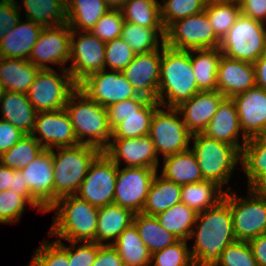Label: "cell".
I'll return each mask as SVG.
<instances>
[{"mask_svg":"<svg viewBox=\"0 0 266 266\" xmlns=\"http://www.w3.org/2000/svg\"><path fill=\"white\" fill-rule=\"evenodd\" d=\"M199 222V223H198ZM190 239L196 236L191 256L194 264L216 265L223 250L236 241L232 214L223 199L217 205L198 213Z\"/></svg>","mask_w":266,"mask_h":266,"instance_id":"obj_1","label":"cell"},{"mask_svg":"<svg viewBox=\"0 0 266 266\" xmlns=\"http://www.w3.org/2000/svg\"><path fill=\"white\" fill-rule=\"evenodd\" d=\"M191 64V50H177L162 45L157 101L161 107L177 108L199 92ZM168 101L165 100V93Z\"/></svg>","mask_w":266,"mask_h":266,"instance_id":"obj_2","label":"cell"},{"mask_svg":"<svg viewBox=\"0 0 266 266\" xmlns=\"http://www.w3.org/2000/svg\"><path fill=\"white\" fill-rule=\"evenodd\" d=\"M53 210H56V216L49 230L50 236H58L68 242H95L98 207L76 195H67L59 198L47 212Z\"/></svg>","mask_w":266,"mask_h":266,"instance_id":"obj_3","label":"cell"},{"mask_svg":"<svg viewBox=\"0 0 266 266\" xmlns=\"http://www.w3.org/2000/svg\"><path fill=\"white\" fill-rule=\"evenodd\" d=\"M64 109L69 115L79 144L91 145L101 151L108 147L112 129L109 126L106 107L91 100L77 88L69 96ZM86 136L88 138L85 139Z\"/></svg>","mask_w":266,"mask_h":266,"instance_id":"obj_4","label":"cell"},{"mask_svg":"<svg viewBox=\"0 0 266 266\" xmlns=\"http://www.w3.org/2000/svg\"><path fill=\"white\" fill-rule=\"evenodd\" d=\"M52 149L54 173V203L61 197L75 195L95 158L99 148L78 144L72 147Z\"/></svg>","mask_w":266,"mask_h":266,"instance_id":"obj_5","label":"cell"},{"mask_svg":"<svg viewBox=\"0 0 266 266\" xmlns=\"http://www.w3.org/2000/svg\"><path fill=\"white\" fill-rule=\"evenodd\" d=\"M191 149L198 161L204 180L212 181L220 187L228 184L231 172L241 160V152L228 143L207 137L203 133L192 134Z\"/></svg>","mask_w":266,"mask_h":266,"instance_id":"obj_6","label":"cell"},{"mask_svg":"<svg viewBox=\"0 0 266 266\" xmlns=\"http://www.w3.org/2000/svg\"><path fill=\"white\" fill-rule=\"evenodd\" d=\"M219 49L229 58L255 63L266 52L265 24L240 14Z\"/></svg>","mask_w":266,"mask_h":266,"instance_id":"obj_7","label":"cell"},{"mask_svg":"<svg viewBox=\"0 0 266 266\" xmlns=\"http://www.w3.org/2000/svg\"><path fill=\"white\" fill-rule=\"evenodd\" d=\"M62 74L54 69L40 70L31 84L27 96L36 112L64 109L69 96L78 88L71 74L64 66Z\"/></svg>","mask_w":266,"mask_h":266,"instance_id":"obj_8","label":"cell"},{"mask_svg":"<svg viewBox=\"0 0 266 266\" xmlns=\"http://www.w3.org/2000/svg\"><path fill=\"white\" fill-rule=\"evenodd\" d=\"M220 42L205 10L176 20L166 29L165 44L177 50L219 48Z\"/></svg>","mask_w":266,"mask_h":266,"instance_id":"obj_9","label":"cell"},{"mask_svg":"<svg viewBox=\"0 0 266 266\" xmlns=\"http://www.w3.org/2000/svg\"><path fill=\"white\" fill-rule=\"evenodd\" d=\"M250 199L237 198L226 189L224 199L228 202L237 241L249 242L266 233V199L248 190Z\"/></svg>","mask_w":266,"mask_h":266,"instance_id":"obj_10","label":"cell"},{"mask_svg":"<svg viewBox=\"0 0 266 266\" xmlns=\"http://www.w3.org/2000/svg\"><path fill=\"white\" fill-rule=\"evenodd\" d=\"M168 111L156 109L151 120L149 136L155 150L163 156L180 153L190 149L192 133L186 127L177 108L167 107Z\"/></svg>","mask_w":266,"mask_h":266,"instance_id":"obj_11","label":"cell"},{"mask_svg":"<svg viewBox=\"0 0 266 266\" xmlns=\"http://www.w3.org/2000/svg\"><path fill=\"white\" fill-rule=\"evenodd\" d=\"M116 177L117 165L102 151L90 165L75 195L98 208L112 204Z\"/></svg>","mask_w":266,"mask_h":266,"instance_id":"obj_12","label":"cell"},{"mask_svg":"<svg viewBox=\"0 0 266 266\" xmlns=\"http://www.w3.org/2000/svg\"><path fill=\"white\" fill-rule=\"evenodd\" d=\"M76 30L71 33L70 61L72 66L68 69L74 82L79 85L91 74L105 69V45L89 31L79 34L76 39Z\"/></svg>","mask_w":266,"mask_h":266,"instance_id":"obj_13","label":"cell"},{"mask_svg":"<svg viewBox=\"0 0 266 266\" xmlns=\"http://www.w3.org/2000/svg\"><path fill=\"white\" fill-rule=\"evenodd\" d=\"M157 169L145 167L117 166L116 186L113 203L141 213Z\"/></svg>","mask_w":266,"mask_h":266,"instance_id":"obj_14","label":"cell"},{"mask_svg":"<svg viewBox=\"0 0 266 266\" xmlns=\"http://www.w3.org/2000/svg\"><path fill=\"white\" fill-rule=\"evenodd\" d=\"M78 88L91 100L106 108L120 101L140 97L122 72L114 70L107 72L103 69L91 74Z\"/></svg>","mask_w":266,"mask_h":266,"instance_id":"obj_15","label":"cell"},{"mask_svg":"<svg viewBox=\"0 0 266 266\" xmlns=\"http://www.w3.org/2000/svg\"><path fill=\"white\" fill-rule=\"evenodd\" d=\"M71 33L67 23L44 27L28 61L42 70L52 69L47 63L65 65L70 61Z\"/></svg>","mask_w":266,"mask_h":266,"instance_id":"obj_16","label":"cell"},{"mask_svg":"<svg viewBox=\"0 0 266 266\" xmlns=\"http://www.w3.org/2000/svg\"><path fill=\"white\" fill-rule=\"evenodd\" d=\"M236 106L242 130V142L266 134V90L255 86L231 98Z\"/></svg>","mask_w":266,"mask_h":266,"instance_id":"obj_17","label":"cell"},{"mask_svg":"<svg viewBox=\"0 0 266 266\" xmlns=\"http://www.w3.org/2000/svg\"><path fill=\"white\" fill-rule=\"evenodd\" d=\"M37 132L40 137L36 136ZM31 134L45 149L72 147L79 144L65 109L37 113Z\"/></svg>","mask_w":266,"mask_h":266,"instance_id":"obj_18","label":"cell"},{"mask_svg":"<svg viewBox=\"0 0 266 266\" xmlns=\"http://www.w3.org/2000/svg\"><path fill=\"white\" fill-rule=\"evenodd\" d=\"M117 166L121 159L126 167H145L157 169L159 159L153 140L149 135L139 138H113L103 151Z\"/></svg>","mask_w":266,"mask_h":266,"instance_id":"obj_19","label":"cell"},{"mask_svg":"<svg viewBox=\"0 0 266 266\" xmlns=\"http://www.w3.org/2000/svg\"><path fill=\"white\" fill-rule=\"evenodd\" d=\"M136 54L133 61L122 71L126 80L140 96L157 100L162 49Z\"/></svg>","mask_w":266,"mask_h":266,"instance_id":"obj_20","label":"cell"},{"mask_svg":"<svg viewBox=\"0 0 266 266\" xmlns=\"http://www.w3.org/2000/svg\"><path fill=\"white\" fill-rule=\"evenodd\" d=\"M21 173L31 196L46 210L54 204L52 149H44Z\"/></svg>","mask_w":266,"mask_h":266,"instance_id":"obj_21","label":"cell"},{"mask_svg":"<svg viewBox=\"0 0 266 266\" xmlns=\"http://www.w3.org/2000/svg\"><path fill=\"white\" fill-rule=\"evenodd\" d=\"M225 98L217 90L199 91L190 100L179 105L177 109L192 134L203 133Z\"/></svg>","mask_w":266,"mask_h":266,"instance_id":"obj_22","label":"cell"},{"mask_svg":"<svg viewBox=\"0 0 266 266\" xmlns=\"http://www.w3.org/2000/svg\"><path fill=\"white\" fill-rule=\"evenodd\" d=\"M256 86L253 63L232 59L222 54L217 72V91L226 98Z\"/></svg>","mask_w":266,"mask_h":266,"instance_id":"obj_23","label":"cell"},{"mask_svg":"<svg viewBox=\"0 0 266 266\" xmlns=\"http://www.w3.org/2000/svg\"><path fill=\"white\" fill-rule=\"evenodd\" d=\"M44 26L21 20L0 41V57L28 60Z\"/></svg>","mask_w":266,"mask_h":266,"instance_id":"obj_24","label":"cell"},{"mask_svg":"<svg viewBox=\"0 0 266 266\" xmlns=\"http://www.w3.org/2000/svg\"><path fill=\"white\" fill-rule=\"evenodd\" d=\"M240 131L242 130L235 103L231 98H225L220 103L203 134L209 138L235 146L241 152L244 145L238 142Z\"/></svg>","mask_w":266,"mask_h":266,"instance_id":"obj_25","label":"cell"},{"mask_svg":"<svg viewBox=\"0 0 266 266\" xmlns=\"http://www.w3.org/2000/svg\"><path fill=\"white\" fill-rule=\"evenodd\" d=\"M0 105L3 115L1 120L10 122L25 134L33 132L37 112L27 94L5 91Z\"/></svg>","mask_w":266,"mask_h":266,"instance_id":"obj_26","label":"cell"},{"mask_svg":"<svg viewBox=\"0 0 266 266\" xmlns=\"http://www.w3.org/2000/svg\"><path fill=\"white\" fill-rule=\"evenodd\" d=\"M40 70L28 60L0 57V83L5 91L27 94Z\"/></svg>","mask_w":266,"mask_h":266,"instance_id":"obj_27","label":"cell"},{"mask_svg":"<svg viewBox=\"0 0 266 266\" xmlns=\"http://www.w3.org/2000/svg\"><path fill=\"white\" fill-rule=\"evenodd\" d=\"M109 10L103 0H65L66 23L77 32L90 31Z\"/></svg>","mask_w":266,"mask_h":266,"instance_id":"obj_28","label":"cell"},{"mask_svg":"<svg viewBox=\"0 0 266 266\" xmlns=\"http://www.w3.org/2000/svg\"><path fill=\"white\" fill-rule=\"evenodd\" d=\"M161 176L179 185L203 181L197 158L191 149L164 157Z\"/></svg>","mask_w":266,"mask_h":266,"instance_id":"obj_29","label":"cell"},{"mask_svg":"<svg viewBox=\"0 0 266 266\" xmlns=\"http://www.w3.org/2000/svg\"><path fill=\"white\" fill-rule=\"evenodd\" d=\"M134 213L117 204H108L98 208L97 231L95 242L118 238L133 223Z\"/></svg>","mask_w":266,"mask_h":266,"instance_id":"obj_30","label":"cell"},{"mask_svg":"<svg viewBox=\"0 0 266 266\" xmlns=\"http://www.w3.org/2000/svg\"><path fill=\"white\" fill-rule=\"evenodd\" d=\"M182 185L158 177L157 173L150 185L142 213L156 216L181 202Z\"/></svg>","mask_w":266,"mask_h":266,"instance_id":"obj_31","label":"cell"},{"mask_svg":"<svg viewBox=\"0 0 266 266\" xmlns=\"http://www.w3.org/2000/svg\"><path fill=\"white\" fill-rule=\"evenodd\" d=\"M193 54L196 56L194 57ZM221 56L222 52L219 48L191 50V64L200 91L217 90V72Z\"/></svg>","mask_w":266,"mask_h":266,"instance_id":"obj_32","label":"cell"},{"mask_svg":"<svg viewBox=\"0 0 266 266\" xmlns=\"http://www.w3.org/2000/svg\"><path fill=\"white\" fill-rule=\"evenodd\" d=\"M111 244L116 248L124 266H150L152 263V254L141 240L133 223Z\"/></svg>","mask_w":266,"mask_h":266,"instance_id":"obj_33","label":"cell"},{"mask_svg":"<svg viewBox=\"0 0 266 266\" xmlns=\"http://www.w3.org/2000/svg\"><path fill=\"white\" fill-rule=\"evenodd\" d=\"M225 192L226 190L223 191L222 187L209 180L185 184L181 188V202L196 213H201L223 200Z\"/></svg>","mask_w":266,"mask_h":266,"instance_id":"obj_34","label":"cell"},{"mask_svg":"<svg viewBox=\"0 0 266 266\" xmlns=\"http://www.w3.org/2000/svg\"><path fill=\"white\" fill-rule=\"evenodd\" d=\"M133 224L139 232V236L151 254L173 245L179 239L164 229L157 218L144 213H135Z\"/></svg>","mask_w":266,"mask_h":266,"instance_id":"obj_35","label":"cell"},{"mask_svg":"<svg viewBox=\"0 0 266 266\" xmlns=\"http://www.w3.org/2000/svg\"><path fill=\"white\" fill-rule=\"evenodd\" d=\"M158 34L161 37V48H159ZM165 35V28H147L124 21L120 37L136 54H141L162 49V45L165 44Z\"/></svg>","mask_w":266,"mask_h":266,"instance_id":"obj_36","label":"cell"},{"mask_svg":"<svg viewBox=\"0 0 266 266\" xmlns=\"http://www.w3.org/2000/svg\"><path fill=\"white\" fill-rule=\"evenodd\" d=\"M197 214L193 209L179 202L155 217L159 224L179 240L190 238Z\"/></svg>","mask_w":266,"mask_h":266,"instance_id":"obj_37","label":"cell"},{"mask_svg":"<svg viewBox=\"0 0 266 266\" xmlns=\"http://www.w3.org/2000/svg\"><path fill=\"white\" fill-rule=\"evenodd\" d=\"M241 162L250 188L266 174V134L251 137L241 150Z\"/></svg>","mask_w":266,"mask_h":266,"instance_id":"obj_38","label":"cell"},{"mask_svg":"<svg viewBox=\"0 0 266 266\" xmlns=\"http://www.w3.org/2000/svg\"><path fill=\"white\" fill-rule=\"evenodd\" d=\"M27 20L44 27L66 23L65 0H23Z\"/></svg>","mask_w":266,"mask_h":266,"instance_id":"obj_39","label":"cell"},{"mask_svg":"<svg viewBox=\"0 0 266 266\" xmlns=\"http://www.w3.org/2000/svg\"><path fill=\"white\" fill-rule=\"evenodd\" d=\"M157 0H124L120 8L125 21L147 28H164Z\"/></svg>","mask_w":266,"mask_h":266,"instance_id":"obj_40","label":"cell"},{"mask_svg":"<svg viewBox=\"0 0 266 266\" xmlns=\"http://www.w3.org/2000/svg\"><path fill=\"white\" fill-rule=\"evenodd\" d=\"M161 105L157 100H150L138 113L131 114L112 129L113 138H139L150 133L154 112Z\"/></svg>","mask_w":266,"mask_h":266,"instance_id":"obj_41","label":"cell"},{"mask_svg":"<svg viewBox=\"0 0 266 266\" xmlns=\"http://www.w3.org/2000/svg\"><path fill=\"white\" fill-rule=\"evenodd\" d=\"M205 12L216 36L222 40L240 16L239 2L207 0Z\"/></svg>","mask_w":266,"mask_h":266,"instance_id":"obj_42","label":"cell"},{"mask_svg":"<svg viewBox=\"0 0 266 266\" xmlns=\"http://www.w3.org/2000/svg\"><path fill=\"white\" fill-rule=\"evenodd\" d=\"M44 149L32 134H26L11 149L0 154V164L16 171L21 170Z\"/></svg>","mask_w":266,"mask_h":266,"instance_id":"obj_43","label":"cell"},{"mask_svg":"<svg viewBox=\"0 0 266 266\" xmlns=\"http://www.w3.org/2000/svg\"><path fill=\"white\" fill-rule=\"evenodd\" d=\"M207 0H166L160 4L161 21L167 29L176 20L201 13Z\"/></svg>","mask_w":266,"mask_h":266,"instance_id":"obj_44","label":"cell"},{"mask_svg":"<svg viewBox=\"0 0 266 266\" xmlns=\"http://www.w3.org/2000/svg\"><path fill=\"white\" fill-rule=\"evenodd\" d=\"M190 251L186 240H178L173 245L154 252L151 255V262H155L150 266H193L194 261Z\"/></svg>","mask_w":266,"mask_h":266,"instance_id":"obj_45","label":"cell"},{"mask_svg":"<svg viewBox=\"0 0 266 266\" xmlns=\"http://www.w3.org/2000/svg\"><path fill=\"white\" fill-rule=\"evenodd\" d=\"M28 266H68V246L57 239L52 243L45 241L35 251Z\"/></svg>","mask_w":266,"mask_h":266,"instance_id":"obj_46","label":"cell"},{"mask_svg":"<svg viewBox=\"0 0 266 266\" xmlns=\"http://www.w3.org/2000/svg\"><path fill=\"white\" fill-rule=\"evenodd\" d=\"M136 53L121 39V37L106 42L105 69L122 72L135 58Z\"/></svg>","mask_w":266,"mask_h":266,"instance_id":"obj_47","label":"cell"},{"mask_svg":"<svg viewBox=\"0 0 266 266\" xmlns=\"http://www.w3.org/2000/svg\"><path fill=\"white\" fill-rule=\"evenodd\" d=\"M124 21L120 9H110L89 32L101 41L108 42L121 36Z\"/></svg>","mask_w":266,"mask_h":266,"instance_id":"obj_48","label":"cell"},{"mask_svg":"<svg viewBox=\"0 0 266 266\" xmlns=\"http://www.w3.org/2000/svg\"><path fill=\"white\" fill-rule=\"evenodd\" d=\"M25 204L37 208L27 197H22L11 190L0 192V223L14 224L20 221Z\"/></svg>","mask_w":266,"mask_h":266,"instance_id":"obj_49","label":"cell"},{"mask_svg":"<svg viewBox=\"0 0 266 266\" xmlns=\"http://www.w3.org/2000/svg\"><path fill=\"white\" fill-rule=\"evenodd\" d=\"M217 266H257L256 259L248 242L235 241L220 255Z\"/></svg>","mask_w":266,"mask_h":266,"instance_id":"obj_50","label":"cell"},{"mask_svg":"<svg viewBox=\"0 0 266 266\" xmlns=\"http://www.w3.org/2000/svg\"><path fill=\"white\" fill-rule=\"evenodd\" d=\"M150 99L140 96L139 98L127 99L107 107L108 122L111 129L125 120L131 114L138 113Z\"/></svg>","mask_w":266,"mask_h":266,"instance_id":"obj_51","label":"cell"},{"mask_svg":"<svg viewBox=\"0 0 266 266\" xmlns=\"http://www.w3.org/2000/svg\"><path fill=\"white\" fill-rule=\"evenodd\" d=\"M68 247V266H92L98 251V243L84 242L76 247L78 242L70 241ZM74 248L75 251H74Z\"/></svg>","mask_w":266,"mask_h":266,"instance_id":"obj_52","label":"cell"},{"mask_svg":"<svg viewBox=\"0 0 266 266\" xmlns=\"http://www.w3.org/2000/svg\"><path fill=\"white\" fill-rule=\"evenodd\" d=\"M17 4L16 0H0V41L21 20L20 7Z\"/></svg>","mask_w":266,"mask_h":266,"instance_id":"obj_53","label":"cell"},{"mask_svg":"<svg viewBox=\"0 0 266 266\" xmlns=\"http://www.w3.org/2000/svg\"><path fill=\"white\" fill-rule=\"evenodd\" d=\"M92 266H124V263L111 243H98L97 255Z\"/></svg>","mask_w":266,"mask_h":266,"instance_id":"obj_54","label":"cell"},{"mask_svg":"<svg viewBox=\"0 0 266 266\" xmlns=\"http://www.w3.org/2000/svg\"><path fill=\"white\" fill-rule=\"evenodd\" d=\"M24 135L10 122L0 119V154L11 149Z\"/></svg>","mask_w":266,"mask_h":266,"instance_id":"obj_55","label":"cell"},{"mask_svg":"<svg viewBox=\"0 0 266 266\" xmlns=\"http://www.w3.org/2000/svg\"><path fill=\"white\" fill-rule=\"evenodd\" d=\"M241 15L263 21L266 16V0H240Z\"/></svg>","mask_w":266,"mask_h":266,"instance_id":"obj_56","label":"cell"},{"mask_svg":"<svg viewBox=\"0 0 266 266\" xmlns=\"http://www.w3.org/2000/svg\"><path fill=\"white\" fill-rule=\"evenodd\" d=\"M22 197H27L40 211L47 212L30 194L20 170H13L12 189H9Z\"/></svg>","mask_w":266,"mask_h":266,"instance_id":"obj_57","label":"cell"},{"mask_svg":"<svg viewBox=\"0 0 266 266\" xmlns=\"http://www.w3.org/2000/svg\"><path fill=\"white\" fill-rule=\"evenodd\" d=\"M248 243L256 259L257 266H266V233L251 239Z\"/></svg>","mask_w":266,"mask_h":266,"instance_id":"obj_58","label":"cell"},{"mask_svg":"<svg viewBox=\"0 0 266 266\" xmlns=\"http://www.w3.org/2000/svg\"><path fill=\"white\" fill-rule=\"evenodd\" d=\"M253 66L256 77V86L266 90V52L253 63Z\"/></svg>","mask_w":266,"mask_h":266,"instance_id":"obj_59","label":"cell"},{"mask_svg":"<svg viewBox=\"0 0 266 266\" xmlns=\"http://www.w3.org/2000/svg\"><path fill=\"white\" fill-rule=\"evenodd\" d=\"M13 169L0 164V192L12 189Z\"/></svg>","mask_w":266,"mask_h":266,"instance_id":"obj_60","label":"cell"},{"mask_svg":"<svg viewBox=\"0 0 266 266\" xmlns=\"http://www.w3.org/2000/svg\"><path fill=\"white\" fill-rule=\"evenodd\" d=\"M249 189L266 199V174L261 176Z\"/></svg>","mask_w":266,"mask_h":266,"instance_id":"obj_61","label":"cell"},{"mask_svg":"<svg viewBox=\"0 0 266 266\" xmlns=\"http://www.w3.org/2000/svg\"><path fill=\"white\" fill-rule=\"evenodd\" d=\"M110 9H120L124 0H103Z\"/></svg>","mask_w":266,"mask_h":266,"instance_id":"obj_62","label":"cell"},{"mask_svg":"<svg viewBox=\"0 0 266 266\" xmlns=\"http://www.w3.org/2000/svg\"><path fill=\"white\" fill-rule=\"evenodd\" d=\"M4 93H5L4 86L0 83V101L3 99Z\"/></svg>","mask_w":266,"mask_h":266,"instance_id":"obj_63","label":"cell"},{"mask_svg":"<svg viewBox=\"0 0 266 266\" xmlns=\"http://www.w3.org/2000/svg\"><path fill=\"white\" fill-rule=\"evenodd\" d=\"M193 266H217V265H198V264H193Z\"/></svg>","mask_w":266,"mask_h":266,"instance_id":"obj_64","label":"cell"},{"mask_svg":"<svg viewBox=\"0 0 266 266\" xmlns=\"http://www.w3.org/2000/svg\"><path fill=\"white\" fill-rule=\"evenodd\" d=\"M219 1H234V2H239L240 0H219Z\"/></svg>","mask_w":266,"mask_h":266,"instance_id":"obj_65","label":"cell"}]
</instances>
